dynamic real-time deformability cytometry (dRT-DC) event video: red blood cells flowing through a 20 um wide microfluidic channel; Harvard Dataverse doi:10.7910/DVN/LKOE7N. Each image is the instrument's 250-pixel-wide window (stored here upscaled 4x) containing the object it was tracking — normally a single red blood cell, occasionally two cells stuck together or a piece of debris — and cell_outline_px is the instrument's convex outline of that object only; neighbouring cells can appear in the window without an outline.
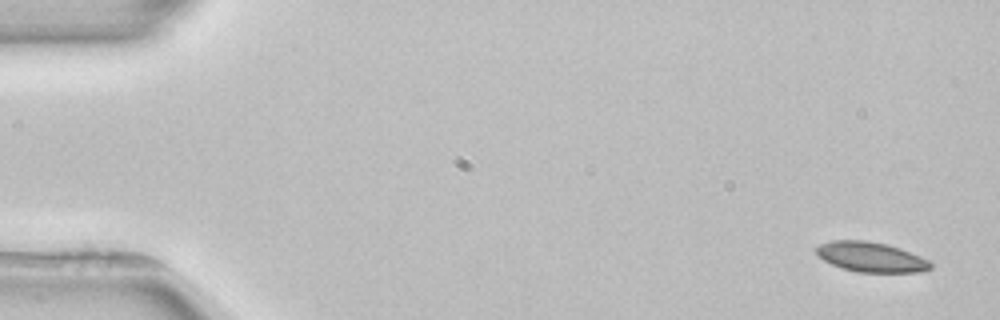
{"species": "common noctule bat (a hibernating species)", "species_latin": "Nyctalus noctula", "temperature_condition": "room temperature", "stored_images_in_passage": 4, "camera_frame_rate_fps": 3000, "um_per_image_px": 0.085, "animal": {"sex": "female", "body_mass_g": 22.7, "forearm_length_mm": 54.2}, "frame": {"image": 1, "passage_image": 1, "time_ms": 0.0, "image_size_px": [1000, 320], "cell_outline_px": [[932, 268], [920, 272], [856, 272], [832, 264], [824, 260], [816, 252], [816, 248], [820, 244], [832, 240], [868, 240], [888, 244], [900, 248], [920, 256], [928, 260], [932, 264]], "centroid_in_image_um": [74.05, 21.84], "position_along_channel_um": 10.9, "area_um2": 19.88}}
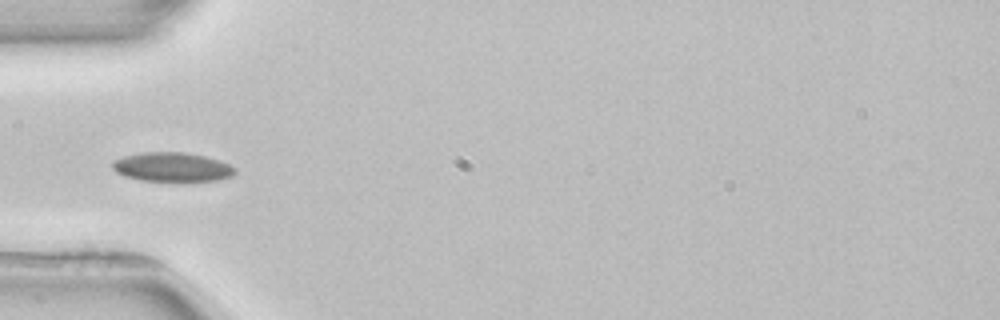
{"frame": {"image": 2, "passage_image": 4, "time_ms": 5.0, "image_size_px": [1000, 320], "cell_outline_px": [[236, 172], [232, 176], [220, 180], [140, 180], [124, 176], [116, 172], [112, 168], [112, 160], [124, 156], [140, 152], [184, 152], [204, 156], [220, 160], [236, 168]], "centroid_in_image_um": [14.61, 14.18], "position_along_channel_um": 70.4, "area_um2": 20.75}}